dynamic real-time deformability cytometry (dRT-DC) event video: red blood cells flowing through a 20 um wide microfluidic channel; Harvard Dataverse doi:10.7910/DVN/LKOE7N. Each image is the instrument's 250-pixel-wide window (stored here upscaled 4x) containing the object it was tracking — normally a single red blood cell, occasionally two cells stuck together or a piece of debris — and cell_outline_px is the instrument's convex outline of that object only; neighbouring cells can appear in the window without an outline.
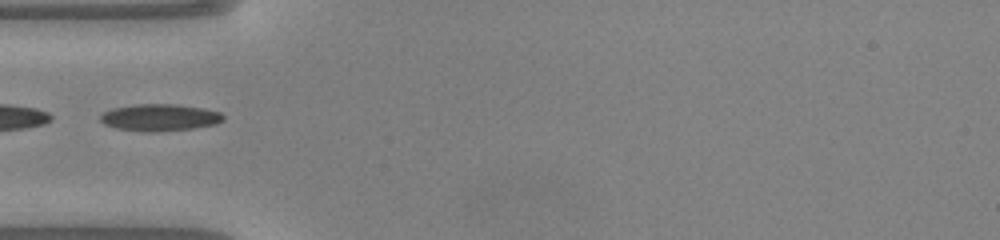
{"species": "common noctule bat (a hibernating species)", "species_latin": "Nyctalus noctula", "temperature_condition": "warm", "stored_images_in_passage": 21, "camera_frame_rate_fps": 3000, "um_per_image_px": 0.085, "animal": {"sex": "male", "body_mass_g": 20.0, "forearm_length_mm": 53.3}, "frame": {"image": 1, "passage_image": 1, "time_ms": 0.0, "image_size_px": [1000, 240], "cell_outline_px": [[224, 120], [216, 124], [192, 128], [116, 128], [104, 124], [100, 120], [100, 116], [104, 112], [112, 108], [136, 104], [176, 104], [204, 108], [220, 112], [224, 116]], "centroid_in_image_um": [13.62, 9.91], "position_along_channel_um": 71.4, "area_um2": 18.09}}